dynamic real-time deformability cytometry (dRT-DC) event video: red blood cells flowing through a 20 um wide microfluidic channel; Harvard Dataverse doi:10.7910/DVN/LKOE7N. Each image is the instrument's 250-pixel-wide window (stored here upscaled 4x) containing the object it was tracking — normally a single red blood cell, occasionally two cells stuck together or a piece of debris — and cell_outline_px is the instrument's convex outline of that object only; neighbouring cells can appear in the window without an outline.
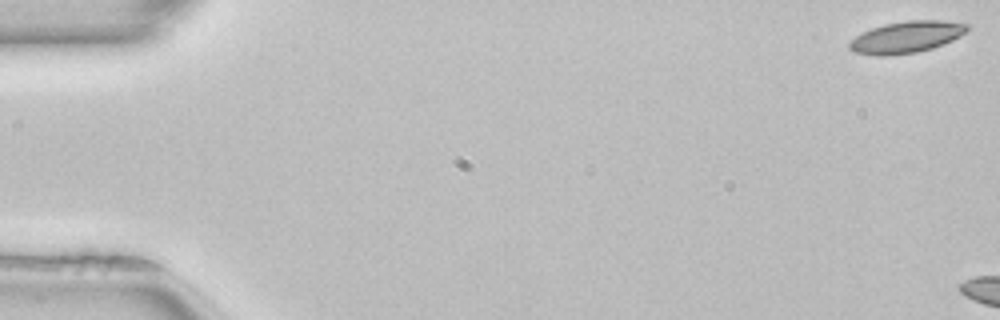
{"species": "common noctule bat (a hibernating species)", "species_latin": "Nyctalus noctula", "temperature_condition": "room temperature", "stored_images_in_passage": 6, "camera_frame_rate_fps": 3000, "um_per_image_px": 0.085, "animal": {"sex": "female", "body_mass_g": 22.7, "forearm_length_mm": 54.2}, "frame": {"image": 1, "passage_image": 1, "time_ms": 0.0, "image_size_px": [1000, 320], "cell_outline_px": [[972, 28], [960, 36], [952, 40], [932, 48], [916, 52], [884, 56], [876, 56], [856, 52], [848, 48], [848, 44], [856, 36], [872, 28], [884, 24], [908, 20], [940, 20], [972, 24]], "centroid_in_image_um": [77.1, 3.14], "position_along_channel_um": 7.9, "area_um2": 21.73}}